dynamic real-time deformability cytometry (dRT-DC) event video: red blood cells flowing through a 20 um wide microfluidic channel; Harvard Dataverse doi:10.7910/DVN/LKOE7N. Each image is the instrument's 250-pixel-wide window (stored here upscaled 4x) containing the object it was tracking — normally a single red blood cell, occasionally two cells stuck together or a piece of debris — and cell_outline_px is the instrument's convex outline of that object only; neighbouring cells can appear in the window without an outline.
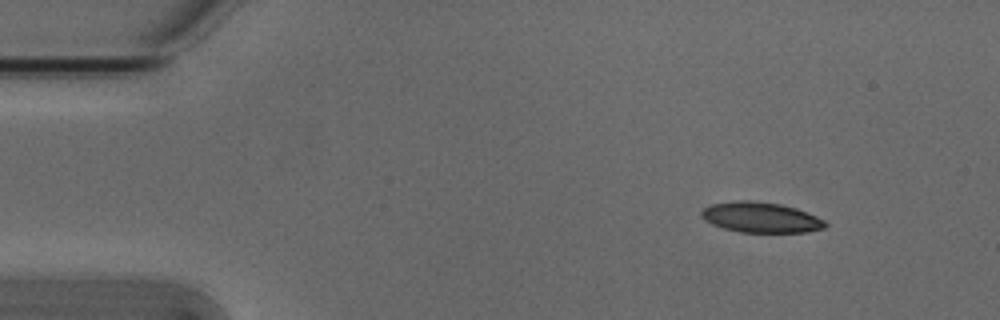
{"species": "Egyptian fruit bat (a non-hibernating species)", "species_latin": "Rousettus aegyptiacus", "temperature_condition": "cold", "stored_images_in_passage": 6, "camera_frame_rate_fps": 3000, "um_per_image_px": 0.085, "animal": {"sex": "male"}, "frame": {"image": 1, "passage_image": 1, "time_ms": 0.0, "image_size_px": [1000, 320], "cell_outline_px": [[828, 224], [824, 228], [804, 232], [740, 232], [724, 228], [712, 224], [704, 220], [700, 216], [700, 212], [704, 208], [712, 204], [736, 200], [752, 200], [780, 204], [796, 208], [808, 212], [824, 220]], "centroid_in_image_um": [64.66, 18.47], "position_along_channel_um": 20.3, "area_um2": 21.96}}
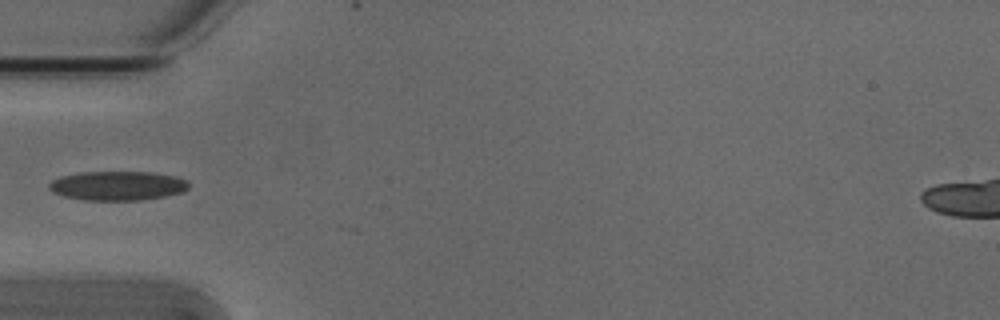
{"frame": {"image": 2, "passage_image": 4, "time_ms": 1.0, "image_size_px": [1000, 320], "cell_outline_px": [[188, 188], [184, 192], [164, 196], [140, 200], [84, 200], [64, 196], [52, 192], [48, 188], [48, 184], [52, 180], [60, 176], [80, 172], [148, 172], [176, 176], [188, 180]], "centroid_in_image_um": [9.98, 15.78], "position_along_channel_um": 75.0, "area_um2": 23.87}}
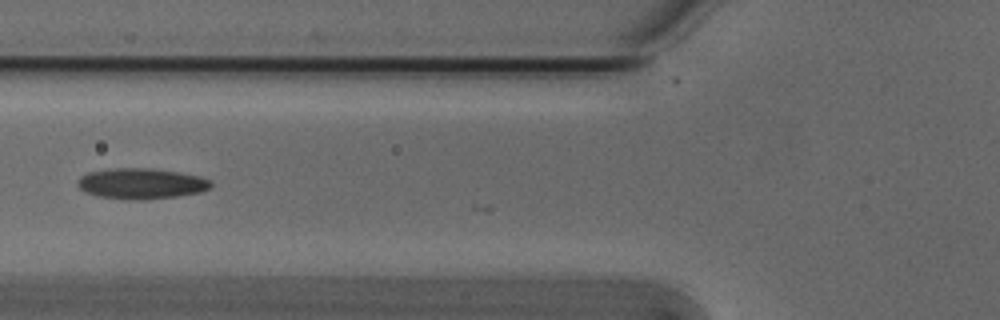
{"frame": {"image": 3, "passage_image": 5, "time_ms": 1.333, "image_size_px": [1000, 320], "cell_outline_px": [[212, 188], [200, 192], [176, 196], [144, 200], [132, 200], [96, 196], [84, 192], [76, 184], [80, 176], [88, 172], [112, 168], [152, 168], [180, 172], [200, 176], [212, 180]], "centroid_in_image_um": [12.01, 15.6], "position_along_channel_um": 113.8, "area_um2": 24.16}}